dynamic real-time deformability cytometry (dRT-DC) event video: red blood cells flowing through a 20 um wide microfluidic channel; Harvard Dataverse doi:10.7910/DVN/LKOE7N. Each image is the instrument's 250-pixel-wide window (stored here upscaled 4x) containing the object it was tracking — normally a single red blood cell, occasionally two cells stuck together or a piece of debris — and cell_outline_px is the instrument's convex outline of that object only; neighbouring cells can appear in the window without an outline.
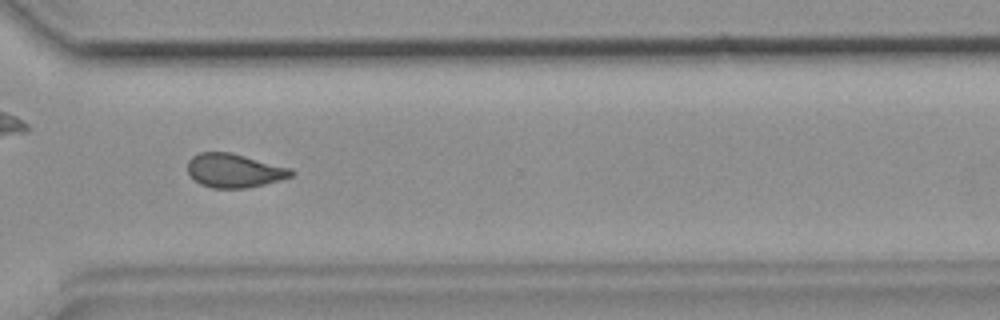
{"species": "common noctule bat (a hibernating species)", "species_latin": "Nyctalus noctula", "temperature_condition": "room temperature", "stored_images_in_passage": 39, "camera_frame_rate_fps": 3000, "um_per_image_px": 0.085, "animal": {"sex": "female", "body_mass_g": 19.9}, "frame": {"image": 1, "passage_image": 28, "time_ms": 9.0, "image_size_px": [1000, 320], "cell_outline_px": [[292, 176], [260, 184], [240, 188], [216, 188], [204, 184], [196, 180], [188, 172], [188, 164], [196, 156], [204, 152], [228, 152], [288, 168], [292, 172]], "centroid_in_image_um": [19.88, 14.5], "position_along_channel_um": 350.7, "area_um2": 19.13}}